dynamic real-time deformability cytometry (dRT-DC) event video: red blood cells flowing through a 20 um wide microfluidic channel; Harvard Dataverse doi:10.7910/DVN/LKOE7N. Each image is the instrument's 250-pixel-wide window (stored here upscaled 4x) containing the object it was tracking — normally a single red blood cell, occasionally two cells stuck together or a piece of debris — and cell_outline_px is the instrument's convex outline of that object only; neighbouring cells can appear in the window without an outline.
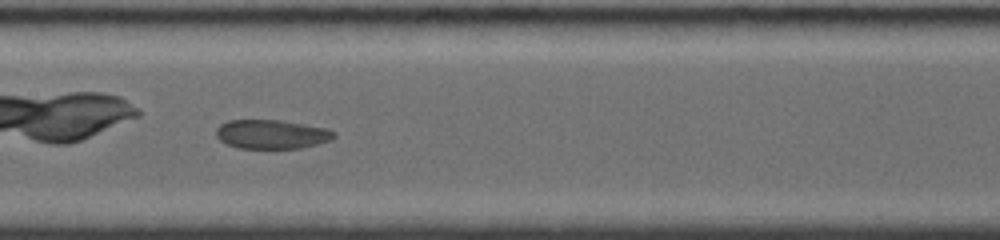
{"species": "common noctule bat (a hibernating species)", "species_latin": "Nyctalus noctula", "temperature_condition": "room temperature", "stored_images_in_passage": 36, "camera_frame_rate_fps": 4000, "um_per_image_px": 0.085, "animal": {"sex": "female", "body_mass_g": 19.0, "forearm_length_mm": 56.7}, "frame": {"image": 1, "passage_image": 11, "time_ms": 3.75, "image_size_px": [1000, 240], "cell_outline_px": [[336, 136], [332, 140], [300, 148], [236, 148], [220, 140], [216, 136], [216, 128], [220, 124], [228, 120], [284, 120], [328, 128]], "centroid_in_image_um": [23.08, 11.4], "position_along_channel_um": 184.3, "area_um2": 20.06}}
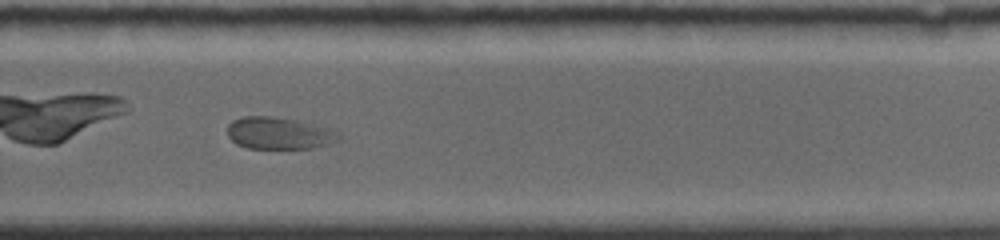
{"frame": {"image": 2, "passage_image": 16, "time_ms": 7.0, "image_size_px": [1000, 240], "cell_outline_px": [[344, 136], [340, 140], [328, 144], [312, 148], [248, 148], [236, 144], [228, 136], [228, 124], [232, 120], [240, 116], [272, 116], [296, 120], [328, 128], [340, 132]], "centroid_in_image_um": [23.73, 11.32], "position_along_channel_um": 306.1, "area_um2": 20.92}}